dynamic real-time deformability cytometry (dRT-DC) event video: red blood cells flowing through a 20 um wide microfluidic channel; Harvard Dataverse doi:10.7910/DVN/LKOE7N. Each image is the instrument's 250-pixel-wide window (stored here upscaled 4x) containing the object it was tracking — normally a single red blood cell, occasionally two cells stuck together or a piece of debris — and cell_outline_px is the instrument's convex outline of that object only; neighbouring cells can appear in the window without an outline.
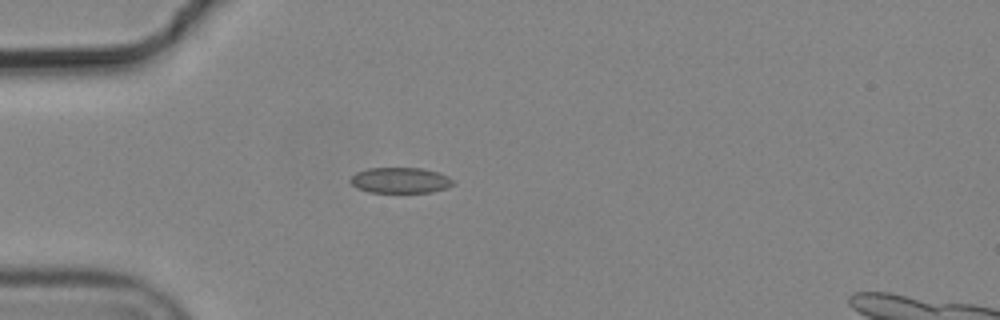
{"species": "common noctule bat (a hibernating species)", "species_latin": "Nyctalus noctula", "temperature_condition": "cold", "stored_images_in_passage": 5, "camera_frame_rate_fps": 3000, "um_per_image_px": 0.085, "animal": {"sex": "male", "body_mass_g": 19.2, "forearm_length_mm": 51.8}, "frame": {"image": 1, "passage_image": 5, "time_ms": 1.333, "image_size_px": [1000, 320], "cell_outline_px": [[456, 184], [448, 188], [432, 192], [368, 192], [356, 188], [348, 180], [356, 172], [368, 168], [420, 168], [436, 172], [448, 176]], "centroid_in_image_um": [34.01, 15.33], "position_along_channel_um": 51.0, "area_um2": 15.43}}